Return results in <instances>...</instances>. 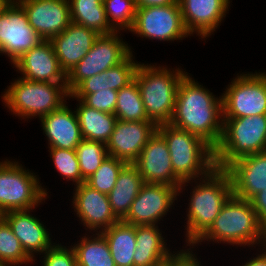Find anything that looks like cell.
I'll return each instance as SVG.
<instances>
[{"label":"cell","instance_id":"obj_34","mask_svg":"<svg viewBox=\"0 0 266 266\" xmlns=\"http://www.w3.org/2000/svg\"><path fill=\"white\" fill-rule=\"evenodd\" d=\"M127 163L108 156L85 183L99 192L108 194L115 186L119 172Z\"/></svg>","mask_w":266,"mask_h":266},{"label":"cell","instance_id":"obj_33","mask_svg":"<svg viewBox=\"0 0 266 266\" xmlns=\"http://www.w3.org/2000/svg\"><path fill=\"white\" fill-rule=\"evenodd\" d=\"M33 261L22 248L7 221L0 220V263L3 266L20 265ZM10 264V265H9Z\"/></svg>","mask_w":266,"mask_h":266},{"label":"cell","instance_id":"obj_1","mask_svg":"<svg viewBox=\"0 0 266 266\" xmlns=\"http://www.w3.org/2000/svg\"><path fill=\"white\" fill-rule=\"evenodd\" d=\"M187 75L178 86L169 124L196 134L215 148L223 132L222 96L220 99L214 97L208 89Z\"/></svg>","mask_w":266,"mask_h":266},{"label":"cell","instance_id":"obj_12","mask_svg":"<svg viewBox=\"0 0 266 266\" xmlns=\"http://www.w3.org/2000/svg\"><path fill=\"white\" fill-rule=\"evenodd\" d=\"M140 37L173 41L190 35L187 31L179 2L167 6L137 8L132 28Z\"/></svg>","mask_w":266,"mask_h":266},{"label":"cell","instance_id":"obj_6","mask_svg":"<svg viewBox=\"0 0 266 266\" xmlns=\"http://www.w3.org/2000/svg\"><path fill=\"white\" fill-rule=\"evenodd\" d=\"M266 151V115L223 118V132L214 148L215 165L226 169L235 160Z\"/></svg>","mask_w":266,"mask_h":266},{"label":"cell","instance_id":"obj_4","mask_svg":"<svg viewBox=\"0 0 266 266\" xmlns=\"http://www.w3.org/2000/svg\"><path fill=\"white\" fill-rule=\"evenodd\" d=\"M204 239L240 246H253L263 240L265 246L266 228L260 223L250 200L232 195L223 205L214 223L194 244Z\"/></svg>","mask_w":266,"mask_h":266},{"label":"cell","instance_id":"obj_9","mask_svg":"<svg viewBox=\"0 0 266 266\" xmlns=\"http://www.w3.org/2000/svg\"><path fill=\"white\" fill-rule=\"evenodd\" d=\"M118 32L99 34L83 59L66 75V87L71 93L83 80L121 63L132 51L118 37Z\"/></svg>","mask_w":266,"mask_h":266},{"label":"cell","instance_id":"obj_40","mask_svg":"<svg viewBox=\"0 0 266 266\" xmlns=\"http://www.w3.org/2000/svg\"><path fill=\"white\" fill-rule=\"evenodd\" d=\"M250 201L260 223L266 228V191L258 192Z\"/></svg>","mask_w":266,"mask_h":266},{"label":"cell","instance_id":"obj_3","mask_svg":"<svg viewBox=\"0 0 266 266\" xmlns=\"http://www.w3.org/2000/svg\"><path fill=\"white\" fill-rule=\"evenodd\" d=\"M157 132L165 139L174 174L185 183L209 174L215 167L214 148L196 134L161 124Z\"/></svg>","mask_w":266,"mask_h":266},{"label":"cell","instance_id":"obj_41","mask_svg":"<svg viewBox=\"0 0 266 266\" xmlns=\"http://www.w3.org/2000/svg\"><path fill=\"white\" fill-rule=\"evenodd\" d=\"M176 2H178V0H135L136 8L167 6Z\"/></svg>","mask_w":266,"mask_h":266},{"label":"cell","instance_id":"obj_22","mask_svg":"<svg viewBox=\"0 0 266 266\" xmlns=\"http://www.w3.org/2000/svg\"><path fill=\"white\" fill-rule=\"evenodd\" d=\"M29 211H10L3 214V218L20 241L25 253L34 260V252L45 253L53 245L47 229Z\"/></svg>","mask_w":266,"mask_h":266},{"label":"cell","instance_id":"obj_45","mask_svg":"<svg viewBox=\"0 0 266 266\" xmlns=\"http://www.w3.org/2000/svg\"><path fill=\"white\" fill-rule=\"evenodd\" d=\"M4 3H7V2H9V1H11V0H2Z\"/></svg>","mask_w":266,"mask_h":266},{"label":"cell","instance_id":"obj_44","mask_svg":"<svg viewBox=\"0 0 266 266\" xmlns=\"http://www.w3.org/2000/svg\"><path fill=\"white\" fill-rule=\"evenodd\" d=\"M3 218V213L0 210V220Z\"/></svg>","mask_w":266,"mask_h":266},{"label":"cell","instance_id":"obj_25","mask_svg":"<svg viewBox=\"0 0 266 266\" xmlns=\"http://www.w3.org/2000/svg\"><path fill=\"white\" fill-rule=\"evenodd\" d=\"M157 225L135 226L133 266H164L170 251Z\"/></svg>","mask_w":266,"mask_h":266},{"label":"cell","instance_id":"obj_8","mask_svg":"<svg viewBox=\"0 0 266 266\" xmlns=\"http://www.w3.org/2000/svg\"><path fill=\"white\" fill-rule=\"evenodd\" d=\"M47 192L36 175L27 172L18 162H0V210H32L46 199Z\"/></svg>","mask_w":266,"mask_h":266},{"label":"cell","instance_id":"obj_32","mask_svg":"<svg viewBox=\"0 0 266 266\" xmlns=\"http://www.w3.org/2000/svg\"><path fill=\"white\" fill-rule=\"evenodd\" d=\"M82 177L86 180L109 156L106 144L82 139L75 148Z\"/></svg>","mask_w":266,"mask_h":266},{"label":"cell","instance_id":"obj_30","mask_svg":"<svg viewBox=\"0 0 266 266\" xmlns=\"http://www.w3.org/2000/svg\"><path fill=\"white\" fill-rule=\"evenodd\" d=\"M90 240L86 236L74 247L77 266H116L104 235Z\"/></svg>","mask_w":266,"mask_h":266},{"label":"cell","instance_id":"obj_26","mask_svg":"<svg viewBox=\"0 0 266 266\" xmlns=\"http://www.w3.org/2000/svg\"><path fill=\"white\" fill-rule=\"evenodd\" d=\"M144 184L139 170L131 163H127L119 172L114 188L108 193V198L113 213L120 221L127 215Z\"/></svg>","mask_w":266,"mask_h":266},{"label":"cell","instance_id":"obj_42","mask_svg":"<svg viewBox=\"0 0 266 266\" xmlns=\"http://www.w3.org/2000/svg\"><path fill=\"white\" fill-rule=\"evenodd\" d=\"M242 266H266V251L258 255L257 257L249 260V262L247 261Z\"/></svg>","mask_w":266,"mask_h":266},{"label":"cell","instance_id":"obj_5","mask_svg":"<svg viewBox=\"0 0 266 266\" xmlns=\"http://www.w3.org/2000/svg\"><path fill=\"white\" fill-rule=\"evenodd\" d=\"M187 74L179 68L173 73L167 67L140 64L135 73L144 109L150 121L157 126L167 124L172 118L178 86Z\"/></svg>","mask_w":266,"mask_h":266},{"label":"cell","instance_id":"obj_31","mask_svg":"<svg viewBox=\"0 0 266 266\" xmlns=\"http://www.w3.org/2000/svg\"><path fill=\"white\" fill-rule=\"evenodd\" d=\"M114 114L121 121H150L135 79L118 90Z\"/></svg>","mask_w":266,"mask_h":266},{"label":"cell","instance_id":"obj_37","mask_svg":"<svg viewBox=\"0 0 266 266\" xmlns=\"http://www.w3.org/2000/svg\"><path fill=\"white\" fill-rule=\"evenodd\" d=\"M116 90L103 89L93 94H69L72 98L81 100L88 107L98 111L114 114L117 103Z\"/></svg>","mask_w":266,"mask_h":266},{"label":"cell","instance_id":"obj_39","mask_svg":"<svg viewBox=\"0 0 266 266\" xmlns=\"http://www.w3.org/2000/svg\"><path fill=\"white\" fill-rule=\"evenodd\" d=\"M191 252L189 250H181V252L173 255L171 253L164 266H200L201 264Z\"/></svg>","mask_w":266,"mask_h":266},{"label":"cell","instance_id":"obj_2","mask_svg":"<svg viewBox=\"0 0 266 266\" xmlns=\"http://www.w3.org/2000/svg\"><path fill=\"white\" fill-rule=\"evenodd\" d=\"M195 186L187 214L186 236L194 243L210 228L223 205L233 195L232 180L226 169L215 167ZM207 180V181H206Z\"/></svg>","mask_w":266,"mask_h":266},{"label":"cell","instance_id":"obj_43","mask_svg":"<svg viewBox=\"0 0 266 266\" xmlns=\"http://www.w3.org/2000/svg\"><path fill=\"white\" fill-rule=\"evenodd\" d=\"M4 2L2 1V0H0V10H1V8L4 6Z\"/></svg>","mask_w":266,"mask_h":266},{"label":"cell","instance_id":"obj_23","mask_svg":"<svg viewBox=\"0 0 266 266\" xmlns=\"http://www.w3.org/2000/svg\"><path fill=\"white\" fill-rule=\"evenodd\" d=\"M40 121L50 147L75 149L83 139L76 112H72L66 103L42 116Z\"/></svg>","mask_w":266,"mask_h":266},{"label":"cell","instance_id":"obj_14","mask_svg":"<svg viewBox=\"0 0 266 266\" xmlns=\"http://www.w3.org/2000/svg\"><path fill=\"white\" fill-rule=\"evenodd\" d=\"M145 183L171 185L183 190L182 181L174 174L165 139L156 131L132 163Z\"/></svg>","mask_w":266,"mask_h":266},{"label":"cell","instance_id":"obj_15","mask_svg":"<svg viewBox=\"0 0 266 266\" xmlns=\"http://www.w3.org/2000/svg\"><path fill=\"white\" fill-rule=\"evenodd\" d=\"M23 7L29 25L43 40H51L71 23L68 0H16Z\"/></svg>","mask_w":266,"mask_h":266},{"label":"cell","instance_id":"obj_16","mask_svg":"<svg viewBox=\"0 0 266 266\" xmlns=\"http://www.w3.org/2000/svg\"><path fill=\"white\" fill-rule=\"evenodd\" d=\"M156 131L157 125L152 121L117 120L106 144L107 152L111 157L132 164Z\"/></svg>","mask_w":266,"mask_h":266},{"label":"cell","instance_id":"obj_18","mask_svg":"<svg viewBox=\"0 0 266 266\" xmlns=\"http://www.w3.org/2000/svg\"><path fill=\"white\" fill-rule=\"evenodd\" d=\"M75 189L73 208L84 226L90 230L100 228L99 232H102L120 221L111 209L108 194L91 188L85 182Z\"/></svg>","mask_w":266,"mask_h":266},{"label":"cell","instance_id":"obj_19","mask_svg":"<svg viewBox=\"0 0 266 266\" xmlns=\"http://www.w3.org/2000/svg\"><path fill=\"white\" fill-rule=\"evenodd\" d=\"M229 172L233 195L250 200L260 191H266V151L244 156L231 163Z\"/></svg>","mask_w":266,"mask_h":266},{"label":"cell","instance_id":"obj_20","mask_svg":"<svg viewBox=\"0 0 266 266\" xmlns=\"http://www.w3.org/2000/svg\"><path fill=\"white\" fill-rule=\"evenodd\" d=\"M99 34L92 29L71 22L50 40L61 69L67 75L89 52Z\"/></svg>","mask_w":266,"mask_h":266},{"label":"cell","instance_id":"obj_35","mask_svg":"<svg viewBox=\"0 0 266 266\" xmlns=\"http://www.w3.org/2000/svg\"><path fill=\"white\" fill-rule=\"evenodd\" d=\"M103 5L107 20L115 31L132 28L137 9L135 0H104Z\"/></svg>","mask_w":266,"mask_h":266},{"label":"cell","instance_id":"obj_17","mask_svg":"<svg viewBox=\"0 0 266 266\" xmlns=\"http://www.w3.org/2000/svg\"><path fill=\"white\" fill-rule=\"evenodd\" d=\"M14 66L22 72L23 79L49 82L66 83V74L61 69L58 58L50 40H43L25 52Z\"/></svg>","mask_w":266,"mask_h":266},{"label":"cell","instance_id":"obj_13","mask_svg":"<svg viewBox=\"0 0 266 266\" xmlns=\"http://www.w3.org/2000/svg\"><path fill=\"white\" fill-rule=\"evenodd\" d=\"M178 189L165 184L145 183L121 220L134 226L155 225L173 205Z\"/></svg>","mask_w":266,"mask_h":266},{"label":"cell","instance_id":"obj_36","mask_svg":"<svg viewBox=\"0 0 266 266\" xmlns=\"http://www.w3.org/2000/svg\"><path fill=\"white\" fill-rule=\"evenodd\" d=\"M49 148L53 163L64 178L76 182L75 186L86 181L81 175L75 149Z\"/></svg>","mask_w":266,"mask_h":266},{"label":"cell","instance_id":"obj_24","mask_svg":"<svg viewBox=\"0 0 266 266\" xmlns=\"http://www.w3.org/2000/svg\"><path fill=\"white\" fill-rule=\"evenodd\" d=\"M132 52L119 64L100 74L83 80L70 94H93L99 90H120L135 78L138 62L132 59Z\"/></svg>","mask_w":266,"mask_h":266},{"label":"cell","instance_id":"obj_28","mask_svg":"<svg viewBox=\"0 0 266 266\" xmlns=\"http://www.w3.org/2000/svg\"><path fill=\"white\" fill-rule=\"evenodd\" d=\"M116 266H133L136 250L135 226L119 221L101 232Z\"/></svg>","mask_w":266,"mask_h":266},{"label":"cell","instance_id":"obj_29","mask_svg":"<svg viewBox=\"0 0 266 266\" xmlns=\"http://www.w3.org/2000/svg\"><path fill=\"white\" fill-rule=\"evenodd\" d=\"M71 22L95 30L98 34H110V26L103 2L100 0H68Z\"/></svg>","mask_w":266,"mask_h":266},{"label":"cell","instance_id":"obj_7","mask_svg":"<svg viewBox=\"0 0 266 266\" xmlns=\"http://www.w3.org/2000/svg\"><path fill=\"white\" fill-rule=\"evenodd\" d=\"M8 87L3 100L10 111L21 117L41 118L58 108L64 96L70 97L66 83L37 82L20 78Z\"/></svg>","mask_w":266,"mask_h":266},{"label":"cell","instance_id":"obj_11","mask_svg":"<svg viewBox=\"0 0 266 266\" xmlns=\"http://www.w3.org/2000/svg\"><path fill=\"white\" fill-rule=\"evenodd\" d=\"M42 41L29 25L23 7L15 0L5 3L0 10V53L8 55L14 63Z\"/></svg>","mask_w":266,"mask_h":266},{"label":"cell","instance_id":"obj_38","mask_svg":"<svg viewBox=\"0 0 266 266\" xmlns=\"http://www.w3.org/2000/svg\"><path fill=\"white\" fill-rule=\"evenodd\" d=\"M43 266H77L74 249L53 245L44 253Z\"/></svg>","mask_w":266,"mask_h":266},{"label":"cell","instance_id":"obj_27","mask_svg":"<svg viewBox=\"0 0 266 266\" xmlns=\"http://www.w3.org/2000/svg\"><path fill=\"white\" fill-rule=\"evenodd\" d=\"M79 101L75 112L82 138L107 144L118 120L116 115L98 111Z\"/></svg>","mask_w":266,"mask_h":266},{"label":"cell","instance_id":"obj_10","mask_svg":"<svg viewBox=\"0 0 266 266\" xmlns=\"http://www.w3.org/2000/svg\"><path fill=\"white\" fill-rule=\"evenodd\" d=\"M222 94L223 118L266 115V73L237 76Z\"/></svg>","mask_w":266,"mask_h":266},{"label":"cell","instance_id":"obj_21","mask_svg":"<svg viewBox=\"0 0 266 266\" xmlns=\"http://www.w3.org/2000/svg\"><path fill=\"white\" fill-rule=\"evenodd\" d=\"M184 25L190 35L196 32L201 38L211 35L219 26L230 0H178Z\"/></svg>","mask_w":266,"mask_h":266}]
</instances>
